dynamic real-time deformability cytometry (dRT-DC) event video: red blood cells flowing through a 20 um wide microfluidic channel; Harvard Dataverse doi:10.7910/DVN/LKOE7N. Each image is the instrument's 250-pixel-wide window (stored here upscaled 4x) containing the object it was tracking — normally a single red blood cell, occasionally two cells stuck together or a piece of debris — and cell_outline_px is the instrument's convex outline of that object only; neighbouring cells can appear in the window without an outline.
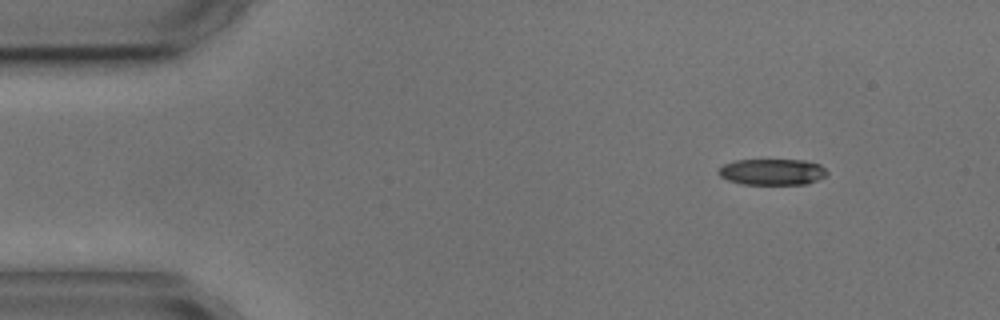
{"species": "common noctule bat (a hibernating species)", "species_latin": "Nyctalus noctula", "temperature_condition": "cold", "stored_images_in_passage": 6, "camera_frame_rate_fps": 3000, "um_per_image_px": 0.085, "animal": {"sex": "male", "body_mass_g": 17.9, "forearm_length_mm": 54.2}, "frame": {"image": 1, "passage_image": 1, "time_ms": 0.0, "image_size_px": [1000, 320], "cell_outline_px": [[828, 172], [824, 176], [808, 184], [744, 184], [728, 180], [720, 176], [716, 172], [724, 164], [736, 160], [804, 160], [820, 164]], "centroid_in_image_um": [65.63, 14.61], "position_along_channel_um": 19.4, "area_um2": 16.47}}
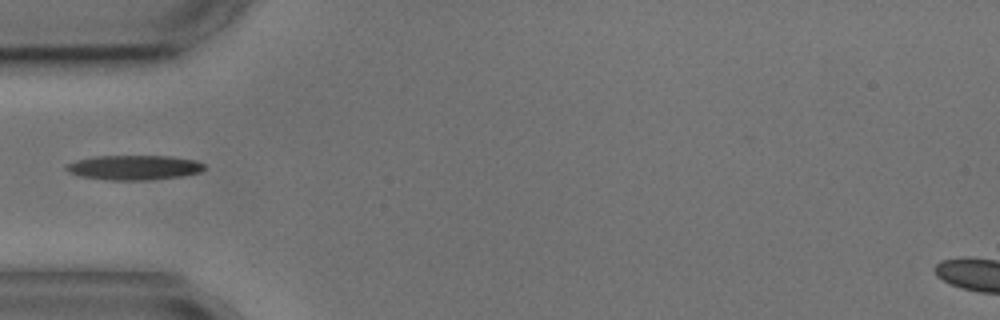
{"frame": {"image": 2, "passage_image": 4, "time_ms": 3.667, "image_size_px": [1000, 320], "cell_outline_px": [[204, 168], [200, 172], [180, 176], [148, 180], [108, 180], [80, 176], [68, 172], [64, 168], [64, 164], [76, 160], [92, 156], [172, 156], [196, 160], [204, 164]], "centroid_in_image_um": [11.34, 14.23], "position_along_channel_um": 73.7, "area_um2": 20.0}}